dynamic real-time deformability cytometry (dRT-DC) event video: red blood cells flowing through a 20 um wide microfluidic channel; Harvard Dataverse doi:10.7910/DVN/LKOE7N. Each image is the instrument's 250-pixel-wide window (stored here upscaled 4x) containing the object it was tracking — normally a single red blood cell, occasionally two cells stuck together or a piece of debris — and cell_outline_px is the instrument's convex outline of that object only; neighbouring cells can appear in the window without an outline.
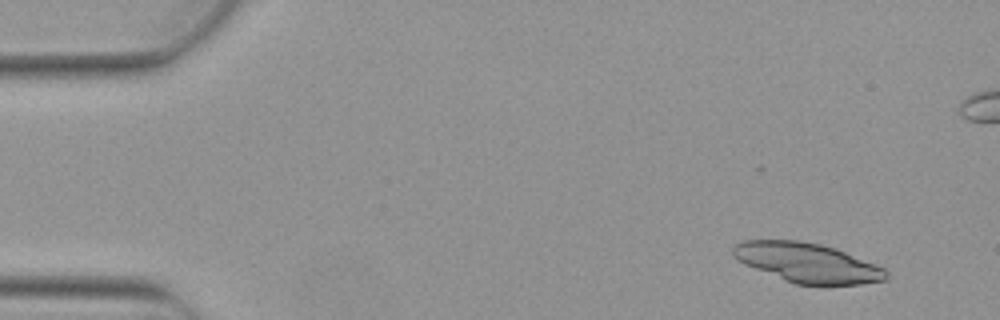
{"species": "Egyptian fruit bat (a non-hibernating species)", "species_latin": "Rousettus aegyptiacus", "temperature_condition": "warm", "stored_images_in_passage": 5, "camera_frame_rate_fps": 3000, "um_per_image_px": 0.085, "animal": {"sex": "female"}, "frame": {"image": 1, "passage_image": 1, "time_ms": 0.0, "image_size_px": [1000, 320], "cell_outline_px": [[888, 280], [860, 284], [796, 284], [784, 280], [744, 264], [736, 260], [732, 256], [732, 248], [736, 244], [744, 240], [800, 240], [820, 244], [836, 248], [884, 268], [888, 272]], "centroid_in_image_um": [68.61, 22.32], "position_along_channel_um": 16.4, "area_um2": 35.14}}